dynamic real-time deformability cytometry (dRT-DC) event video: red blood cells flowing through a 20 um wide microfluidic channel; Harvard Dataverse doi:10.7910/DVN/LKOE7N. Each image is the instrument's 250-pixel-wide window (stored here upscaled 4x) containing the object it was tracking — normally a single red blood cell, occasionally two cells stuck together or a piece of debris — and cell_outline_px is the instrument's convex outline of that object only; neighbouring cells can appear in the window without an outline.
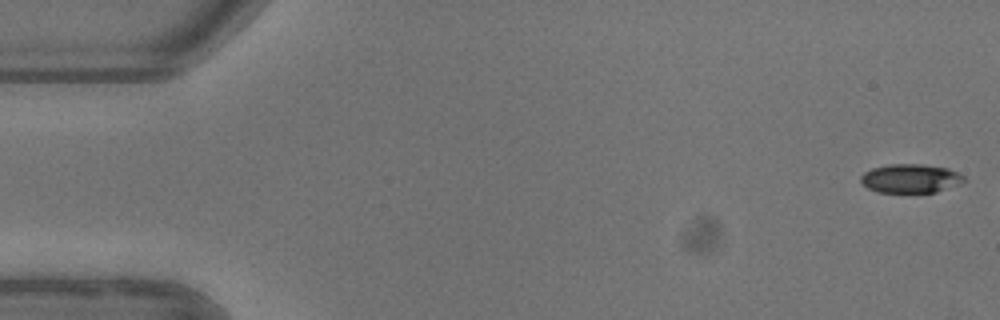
{"species": "common noctule bat (a hibernating species)", "species_latin": "Nyctalus noctula", "temperature_condition": "warm", "stored_images_in_passage": 4, "camera_frame_rate_fps": 3000, "um_per_image_px": 0.085, "animal": {"sex": "female"}, "frame": {"image": 1, "passage_image": 1, "time_ms": 0.0, "image_size_px": [1000, 320], "cell_outline_px": [[964, 180], [960, 184], [936, 192], [876, 192], [868, 188], [860, 180], [860, 176], [864, 172], [872, 168], [892, 164], [920, 164], [948, 168], [964, 176]], "centroid_in_image_um": [77.38, 15.17], "position_along_channel_um": 7.6, "area_um2": 17.22}}